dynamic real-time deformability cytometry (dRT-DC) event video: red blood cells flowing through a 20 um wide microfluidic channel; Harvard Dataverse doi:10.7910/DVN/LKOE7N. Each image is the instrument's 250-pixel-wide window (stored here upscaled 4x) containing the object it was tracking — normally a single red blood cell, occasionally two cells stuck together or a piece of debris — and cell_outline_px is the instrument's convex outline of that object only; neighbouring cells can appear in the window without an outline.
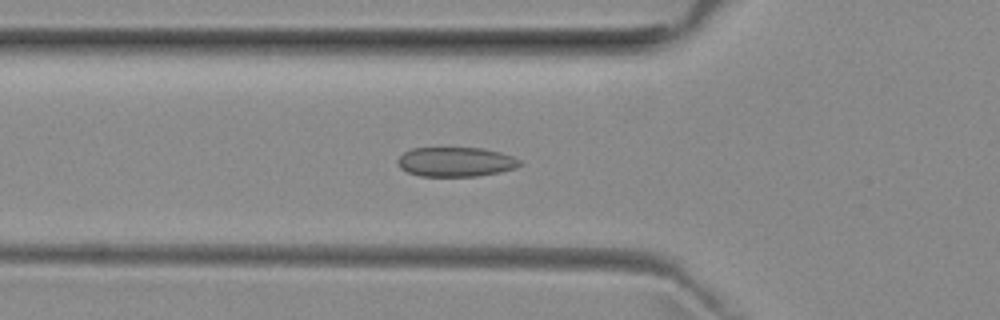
{"species": "common noctule bat (a hibernating species)", "species_latin": "Nyctalus noctula", "temperature_condition": "room temperature", "stored_images_in_passage": 53, "camera_frame_rate_fps": 3000, "um_per_image_px": 0.085, "animal": {"sex": "female", "body_mass_g": 29.2, "forearm_length_mm": 56.3}, "frame": {"image": 1, "passage_image": 18, "time_ms": 5.667, "image_size_px": [1000, 320], "cell_outline_px": [[524, 164], [516, 168], [500, 172], [476, 176], [420, 176], [408, 172], [400, 168], [396, 160], [404, 152], [412, 148], [484, 148], [500, 152], [512, 156], [520, 160]], "centroid_in_image_um": [38.75, 13.76], "position_along_channel_um": 87.0, "area_um2": 21.1}}
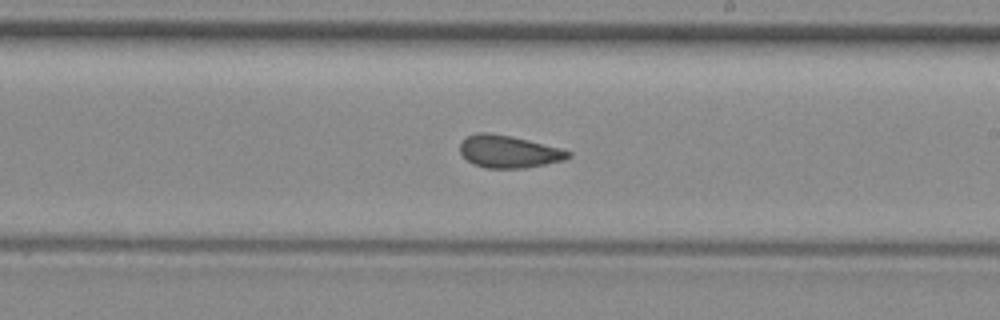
{"frame": {"image": 2, "passage_image": 30, "time_ms": 9.667, "image_size_px": [1000, 320], "cell_outline_px": [[572, 156], [564, 160], [524, 168], [484, 168], [472, 164], [460, 152], [460, 144], [468, 136], [476, 132], [488, 132], [528, 140], [560, 148], [572, 152]], "centroid_in_image_um": [43.24, 12.89], "position_along_channel_um": 245.8, "area_um2": 20.29}}
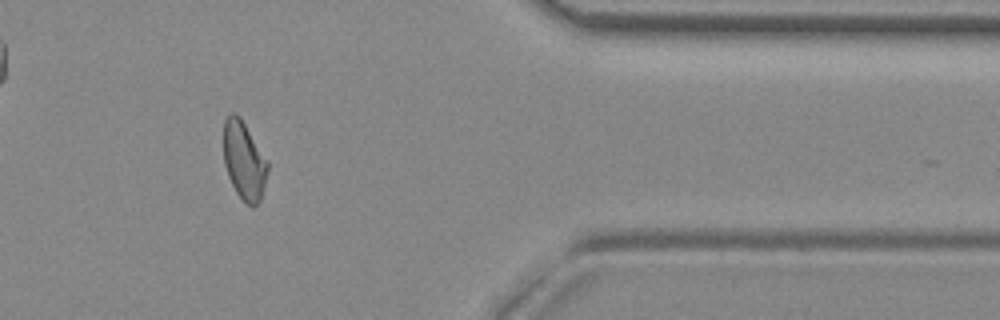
{"frame": {"image": 3, "passage_image": 43, "time_ms": 14.0, "image_size_px": [1000, 320], "cell_outline_px": [[268, 168], [260, 200], [252, 208], [236, 192], [228, 176], [224, 164], [224, 120], [232, 112], [236, 112], [240, 116], [268, 164]], "centroid_in_image_um": [20.71, 13.63], "position_along_channel_um": 390.7, "area_um2": 19.54}, "authors_computed_cell_mechanics": {"area_um2": 20.808, "velocity_mm_per_s": 3.9654, "shape_relaxation_time_tau1_ms": 9.9032, "shape_relaxation_time_tau2_ms": 1.1275, "deformation_change_tau1": 0.1599, "deformation_change_tau2": 0.0639}}